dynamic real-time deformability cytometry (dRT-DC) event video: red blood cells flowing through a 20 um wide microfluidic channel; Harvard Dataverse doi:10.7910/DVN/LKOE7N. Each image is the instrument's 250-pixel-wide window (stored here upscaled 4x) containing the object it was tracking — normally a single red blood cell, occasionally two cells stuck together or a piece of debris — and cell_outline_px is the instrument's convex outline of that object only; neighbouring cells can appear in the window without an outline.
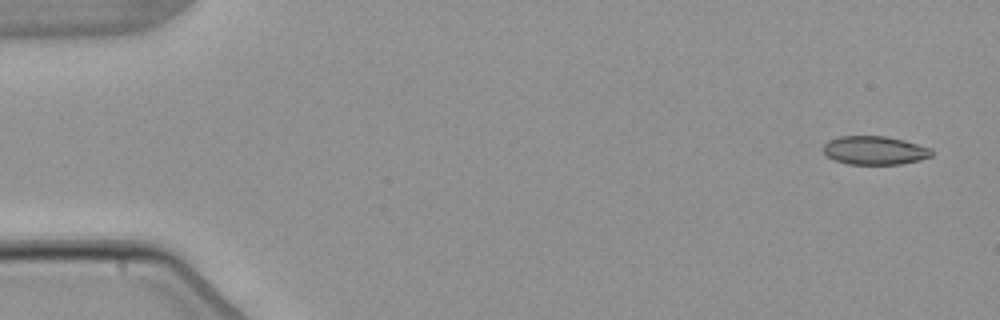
{"species": "common noctule bat (a hibernating species)", "species_latin": "Nyctalus noctula", "temperature_condition": "warm", "stored_images_in_passage": 9, "camera_frame_rate_fps": 3000, "um_per_image_px": 0.085, "animal": {"sex": "male", "body_mass_g": 21.5, "forearm_length_mm": 52.0}, "frame": {"image": 1, "passage_image": 1, "time_ms": 0.0, "image_size_px": [1000, 320], "cell_outline_px": [[932, 156], [920, 160], [900, 164], [848, 164], [836, 160], [828, 156], [824, 152], [824, 144], [828, 140], [840, 136], [884, 136], [904, 140], [932, 148]], "centroid_in_image_um": [74.37, 12.78], "position_along_channel_um": 10.6, "area_um2": 17.98}}
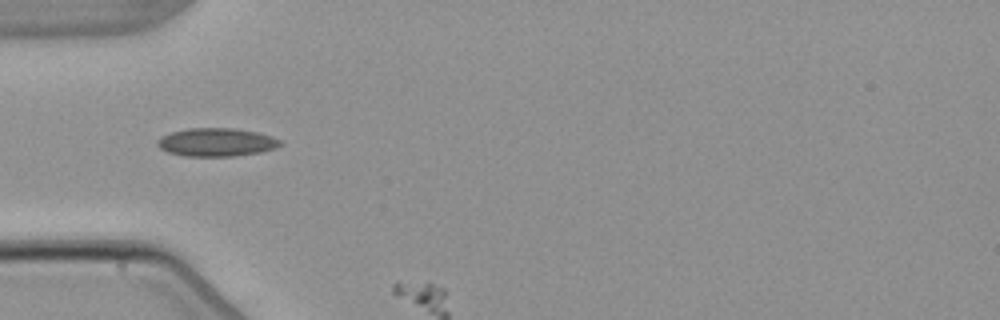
{"frame": {"image": 2, "passage_image": 4, "time_ms": 5.0, "image_size_px": [1000, 320], "cell_outline_px": [[280, 144], [276, 148], [260, 152], [232, 156], [184, 156], [168, 152], [160, 148], [156, 144], [156, 140], [160, 136], [172, 132], [188, 128], [232, 128], [256, 132], [272, 136], [280, 140]], "centroid_in_image_um": [18.35, 12.09], "position_along_channel_um": 66.6, "area_um2": 20.17}}